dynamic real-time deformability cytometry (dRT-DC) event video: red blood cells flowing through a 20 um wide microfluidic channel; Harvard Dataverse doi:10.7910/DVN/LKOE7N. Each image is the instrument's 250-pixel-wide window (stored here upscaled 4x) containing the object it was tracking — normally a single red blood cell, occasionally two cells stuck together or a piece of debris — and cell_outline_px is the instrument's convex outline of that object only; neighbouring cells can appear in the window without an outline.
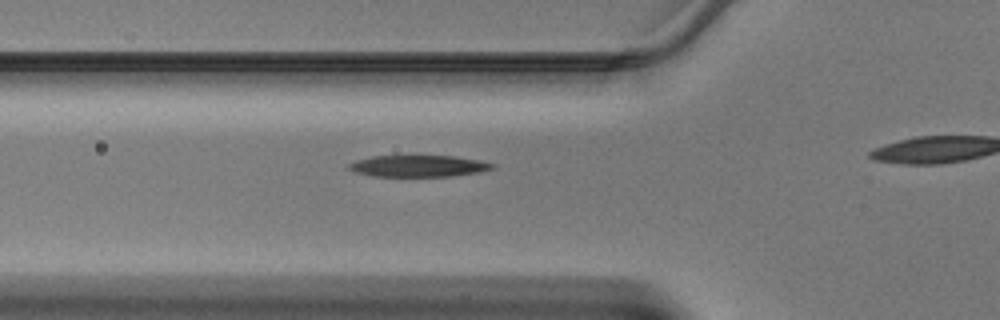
{"species": "Egyptian fruit bat (a non-hibernating species)", "species_latin": "Rousettus aegyptiacus", "temperature_condition": "warm", "stored_images_in_passage": 11, "camera_frame_rate_fps": 3000, "um_per_image_px": 0.085, "animal": {"sex": "male"}, "frame": {"image": 1, "passage_image": 4, "time_ms": 1.0, "image_size_px": [1000, 320], "cell_outline_px": [[496, 168], [480, 172], [452, 176], [372, 176], [352, 172], [348, 168], [348, 164], [356, 160], [372, 156], [456, 156], [480, 160], [492, 164]], "centroid_in_image_um": [35.55, 14.11], "position_along_channel_um": 90.3, "area_um2": 18.09}}
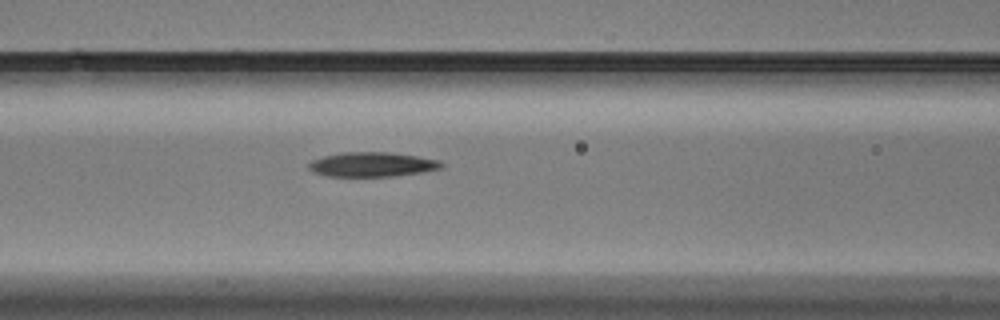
{"frame": {"image": 2, "passage_image": 7, "time_ms": 2.0, "image_size_px": [1000, 320], "cell_outline_px": [[444, 168], [396, 176], [324, 176], [312, 172], [308, 168], [308, 164], [312, 160], [324, 156], [344, 152], [388, 152], [416, 156], [440, 160], [444, 164]], "centroid_in_image_um": [31.63, 13.98], "position_along_channel_um": 135.0, "area_um2": 19.02}}
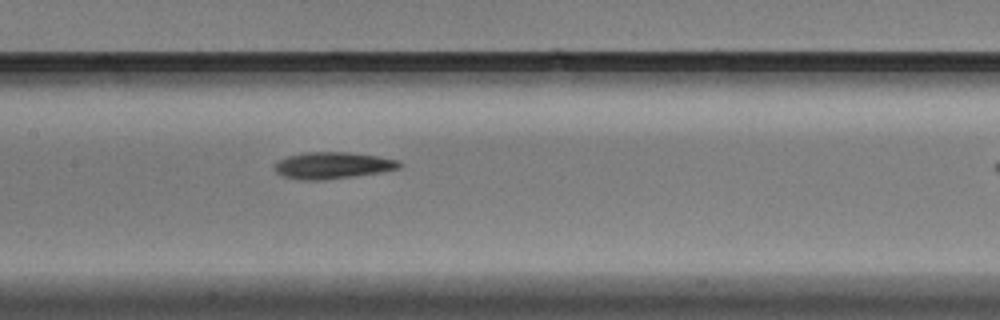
{"frame": {"image": 3, "passage_image": 10, "time_ms": 3.0, "image_size_px": [1000, 320], "cell_outline_px": [[400, 168], [380, 172], [324, 180], [296, 180], [284, 176], [276, 172], [272, 168], [280, 160], [288, 156], [308, 152], [348, 152], [376, 156], [396, 160], [400, 164]], "centroid_in_image_um": [28.22, 14.07], "position_along_channel_um": 179.2, "area_um2": 19.13}}